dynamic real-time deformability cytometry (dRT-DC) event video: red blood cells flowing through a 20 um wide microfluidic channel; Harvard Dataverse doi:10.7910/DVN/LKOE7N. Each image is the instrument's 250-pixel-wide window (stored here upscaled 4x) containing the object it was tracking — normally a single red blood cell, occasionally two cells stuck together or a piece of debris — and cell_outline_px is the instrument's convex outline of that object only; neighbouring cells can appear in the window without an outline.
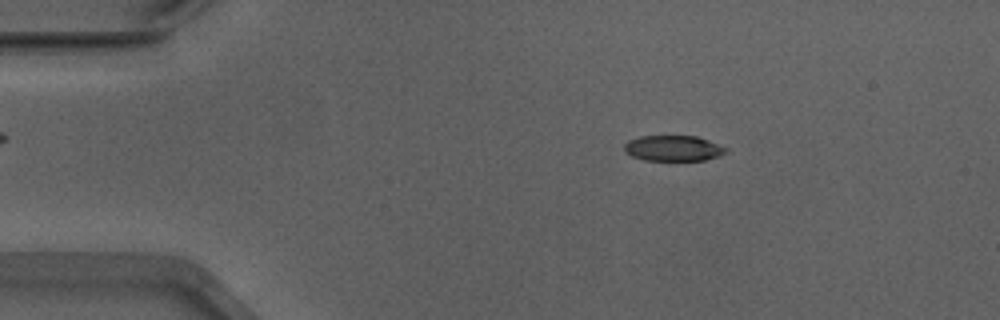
{"species": "Egyptian fruit bat (a non-hibernating species)", "species_latin": "Rousettus aegyptiacus", "temperature_condition": "warm", "stored_images_in_passage": 25, "camera_frame_rate_fps": 3000, "um_per_image_px": 0.085, "animal": {"sex": "male"}, "frame": {"image": 1, "passage_image": 10, "time_ms": 3.0, "image_size_px": [1000, 320], "cell_outline_px": [[728, 152], [720, 156], [704, 160], [644, 160], [632, 156], [624, 152], [624, 144], [628, 140], [640, 136], [696, 136], [708, 140], [728, 148]], "centroid_in_image_um": [57.23, 12.6], "position_along_channel_um": 27.8, "area_um2": 15.26}}
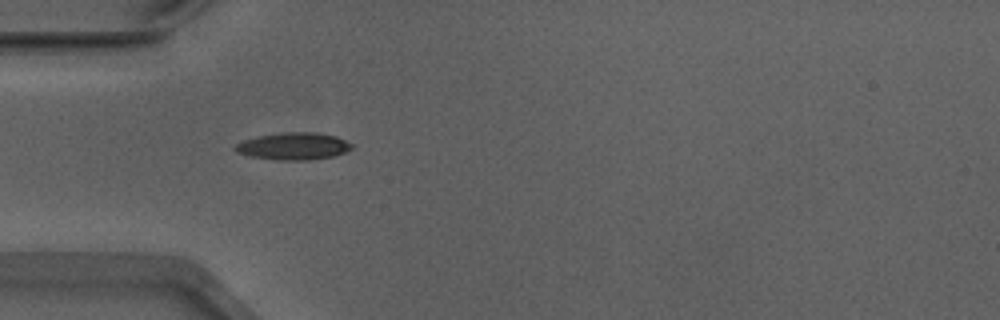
{"frame": {"image": 2, "passage_image": 17, "time_ms": 5.333, "image_size_px": [1000, 320], "cell_outline_px": [[352, 148], [344, 152], [332, 156], [308, 160], [280, 160], [248, 156], [236, 152], [232, 148], [236, 144], [244, 140], [260, 136], [284, 132], [316, 132], [336, 136], [352, 144]], "centroid_in_image_um": [24.92, 12.42], "position_along_channel_um": 60.1, "area_um2": 18.32}}
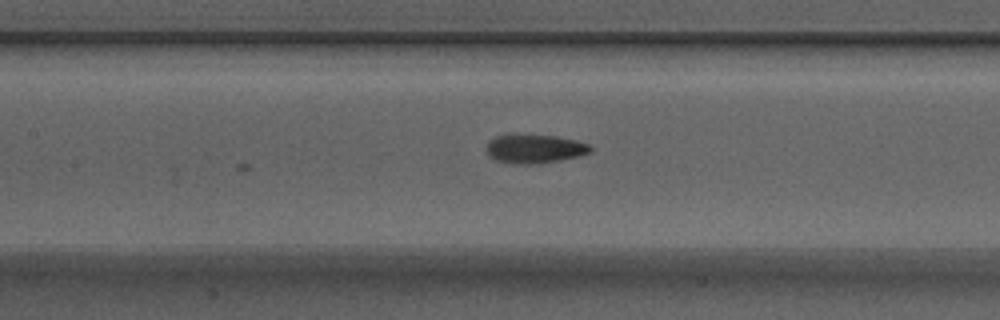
{"frame": {"image": 3, "passage_image": 25, "time_ms": 8.0, "image_size_px": [1000, 320], "cell_outline_px": [[592, 152], [560, 160], [540, 164], [512, 164], [496, 160], [488, 156], [488, 140], [496, 136], [508, 132], [512, 132], [556, 136], [576, 140], [588, 144], [592, 148]], "centroid_in_image_um": [45.39, 12.61], "position_along_channel_um": 162.0, "area_um2": 18.03}}